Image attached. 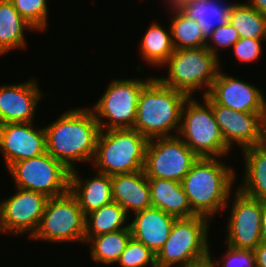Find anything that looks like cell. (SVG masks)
I'll return each instance as SVG.
<instances>
[{
	"instance_id": "24",
	"label": "cell",
	"mask_w": 266,
	"mask_h": 267,
	"mask_svg": "<svg viewBox=\"0 0 266 267\" xmlns=\"http://www.w3.org/2000/svg\"><path fill=\"white\" fill-rule=\"evenodd\" d=\"M242 154L245 173L237 188L248 197L266 200V153L255 145L243 149Z\"/></svg>"
},
{
	"instance_id": "15",
	"label": "cell",
	"mask_w": 266,
	"mask_h": 267,
	"mask_svg": "<svg viewBox=\"0 0 266 267\" xmlns=\"http://www.w3.org/2000/svg\"><path fill=\"white\" fill-rule=\"evenodd\" d=\"M202 97L211 106L222 137L230 149L235 143L241 150L257 145L259 124L265 113L232 110L217 104L208 94Z\"/></svg>"
},
{
	"instance_id": "12",
	"label": "cell",
	"mask_w": 266,
	"mask_h": 267,
	"mask_svg": "<svg viewBox=\"0 0 266 267\" xmlns=\"http://www.w3.org/2000/svg\"><path fill=\"white\" fill-rule=\"evenodd\" d=\"M16 192L0 201L1 226L4 234L31 238L37 231L49 197L41 192L16 187Z\"/></svg>"
},
{
	"instance_id": "8",
	"label": "cell",
	"mask_w": 266,
	"mask_h": 267,
	"mask_svg": "<svg viewBox=\"0 0 266 267\" xmlns=\"http://www.w3.org/2000/svg\"><path fill=\"white\" fill-rule=\"evenodd\" d=\"M115 79L108 84L104 94L90 109L100 130L133 128L136 120L137 102L142 88L151 80ZM108 119V122H104Z\"/></svg>"
},
{
	"instance_id": "26",
	"label": "cell",
	"mask_w": 266,
	"mask_h": 267,
	"mask_svg": "<svg viewBox=\"0 0 266 267\" xmlns=\"http://www.w3.org/2000/svg\"><path fill=\"white\" fill-rule=\"evenodd\" d=\"M139 50L143 60L152 67L163 66L174 52L170 29L166 31L161 24L153 22L143 36Z\"/></svg>"
},
{
	"instance_id": "3",
	"label": "cell",
	"mask_w": 266,
	"mask_h": 267,
	"mask_svg": "<svg viewBox=\"0 0 266 267\" xmlns=\"http://www.w3.org/2000/svg\"><path fill=\"white\" fill-rule=\"evenodd\" d=\"M188 98L183 92L167 87L153 77L139 94L136 120L132 129L148 140L177 135L182 109Z\"/></svg>"
},
{
	"instance_id": "40",
	"label": "cell",
	"mask_w": 266,
	"mask_h": 267,
	"mask_svg": "<svg viewBox=\"0 0 266 267\" xmlns=\"http://www.w3.org/2000/svg\"><path fill=\"white\" fill-rule=\"evenodd\" d=\"M191 1H194V0H166V3H168L169 6L171 5V8L180 9L183 5Z\"/></svg>"
},
{
	"instance_id": "42",
	"label": "cell",
	"mask_w": 266,
	"mask_h": 267,
	"mask_svg": "<svg viewBox=\"0 0 266 267\" xmlns=\"http://www.w3.org/2000/svg\"><path fill=\"white\" fill-rule=\"evenodd\" d=\"M174 267H189V265H187V266H174Z\"/></svg>"
},
{
	"instance_id": "38",
	"label": "cell",
	"mask_w": 266,
	"mask_h": 267,
	"mask_svg": "<svg viewBox=\"0 0 266 267\" xmlns=\"http://www.w3.org/2000/svg\"><path fill=\"white\" fill-rule=\"evenodd\" d=\"M248 4L256 11L266 16V0H249Z\"/></svg>"
},
{
	"instance_id": "9",
	"label": "cell",
	"mask_w": 266,
	"mask_h": 267,
	"mask_svg": "<svg viewBox=\"0 0 266 267\" xmlns=\"http://www.w3.org/2000/svg\"><path fill=\"white\" fill-rule=\"evenodd\" d=\"M30 239L85 244V216L77 199L70 192L49 198L38 229Z\"/></svg>"
},
{
	"instance_id": "7",
	"label": "cell",
	"mask_w": 266,
	"mask_h": 267,
	"mask_svg": "<svg viewBox=\"0 0 266 267\" xmlns=\"http://www.w3.org/2000/svg\"><path fill=\"white\" fill-rule=\"evenodd\" d=\"M210 219L196 215L174 221L170 235L156 254L157 267L187 266L207 256Z\"/></svg>"
},
{
	"instance_id": "1",
	"label": "cell",
	"mask_w": 266,
	"mask_h": 267,
	"mask_svg": "<svg viewBox=\"0 0 266 267\" xmlns=\"http://www.w3.org/2000/svg\"><path fill=\"white\" fill-rule=\"evenodd\" d=\"M44 129L46 152L70 171L75 162L93 161L100 127L90 108H70Z\"/></svg>"
},
{
	"instance_id": "35",
	"label": "cell",
	"mask_w": 266,
	"mask_h": 267,
	"mask_svg": "<svg viewBox=\"0 0 266 267\" xmlns=\"http://www.w3.org/2000/svg\"><path fill=\"white\" fill-rule=\"evenodd\" d=\"M256 267H266V242L262 241L254 250Z\"/></svg>"
},
{
	"instance_id": "29",
	"label": "cell",
	"mask_w": 266,
	"mask_h": 267,
	"mask_svg": "<svg viewBox=\"0 0 266 267\" xmlns=\"http://www.w3.org/2000/svg\"><path fill=\"white\" fill-rule=\"evenodd\" d=\"M229 23L235 27L240 38L266 39V16L247 2L233 6Z\"/></svg>"
},
{
	"instance_id": "4",
	"label": "cell",
	"mask_w": 266,
	"mask_h": 267,
	"mask_svg": "<svg viewBox=\"0 0 266 267\" xmlns=\"http://www.w3.org/2000/svg\"><path fill=\"white\" fill-rule=\"evenodd\" d=\"M148 141L132 128L100 130L93 168L110 176L142 171Z\"/></svg>"
},
{
	"instance_id": "31",
	"label": "cell",
	"mask_w": 266,
	"mask_h": 267,
	"mask_svg": "<svg viewBox=\"0 0 266 267\" xmlns=\"http://www.w3.org/2000/svg\"><path fill=\"white\" fill-rule=\"evenodd\" d=\"M121 267H157L156 254L143 243L133 239L128 241L116 264Z\"/></svg>"
},
{
	"instance_id": "2",
	"label": "cell",
	"mask_w": 266,
	"mask_h": 267,
	"mask_svg": "<svg viewBox=\"0 0 266 267\" xmlns=\"http://www.w3.org/2000/svg\"><path fill=\"white\" fill-rule=\"evenodd\" d=\"M222 162L220 158L199 157L181 182L192 211L210 220L228 208L236 178L235 170Z\"/></svg>"
},
{
	"instance_id": "36",
	"label": "cell",
	"mask_w": 266,
	"mask_h": 267,
	"mask_svg": "<svg viewBox=\"0 0 266 267\" xmlns=\"http://www.w3.org/2000/svg\"><path fill=\"white\" fill-rule=\"evenodd\" d=\"M261 151L266 153V113L261 117L259 124V139L256 145Z\"/></svg>"
},
{
	"instance_id": "34",
	"label": "cell",
	"mask_w": 266,
	"mask_h": 267,
	"mask_svg": "<svg viewBox=\"0 0 266 267\" xmlns=\"http://www.w3.org/2000/svg\"><path fill=\"white\" fill-rule=\"evenodd\" d=\"M261 41H266V39L240 38L231 50L234 51L236 59L242 63L258 61L262 54Z\"/></svg>"
},
{
	"instance_id": "23",
	"label": "cell",
	"mask_w": 266,
	"mask_h": 267,
	"mask_svg": "<svg viewBox=\"0 0 266 267\" xmlns=\"http://www.w3.org/2000/svg\"><path fill=\"white\" fill-rule=\"evenodd\" d=\"M24 30L34 31L10 0H0V56L26 47Z\"/></svg>"
},
{
	"instance_id": "18",
	"label": "cell",
	"mask_w": 266,
	"mask_h": 267,
	"mask_svg": "<svg viewBox=\"0 0 266 267\" xmlns=\"http://www.w3.org/2000/svg\"><path fill=\"white\" fill-rule=\"evenodd\" d=\"M134 214V219L129 222L131 237L157 254L167 241L177 218L155 207Z\"/></svg>"
},
{
	"instance_id": "28",
	"label": "cell",
	"mask_w": 266,
	"mask_h": 267,
	"mask_svg": "<svg viewBox=\"0 0 266 267\" xmlns=\"http://www.w3.org/2000/svg\"><path fill=\"white\" fill-rule=\"evenodd\" d=\"M169 9L174 16L169 26L174 49L205 47L207 40L198 27L199 24L186 16L180 9Z\"/></svg>"
},
{
	"instance_id": "5",
	"label": "cell",
	"mask_w": 266,
	"mask_h": 267,
	"mask_svg": "<svg viewBox=\"0 0 266 267\" xmlns=\"http://www.w3.org/2000/svg\"><path fill=\"white\" fill-rule=\"evenodd\" d=\"M220 57L206 47L174 49L163 67L168 66L167 77H156L163 85L183 92L189 97L204 88L207 95L221 68ZM206 88V89H205Z\"/></svg>"
},
{
	"instance_id": "25",
	"label": "cell",
	"mask_w": 266,
	"mask_h": 267,
	"mask_svg": "<svg viewBox=\"0 0 266 267\" xmlns=\"http://www.w3.org/2000/svg\"><path fill=\"white\" fill-rule=\"evenodd\" d=\"M127 218V212L116 202H111L87 214L85 216V243L92 237L130 228L129 223L125 225Z\"/></svg>"
},
{
	"instance_id": "41",
	"label": "cell",
	"mask_w": 266,
	"mask_h": 267,
	"mask_svg": "<svg viewBox=\"0 0 266 267\" xmlns=\"http://www.w3.org/2000/svg\"><path fill=\"white\" fill-rule=\"evenodd\" d=\"M0 232L3 233V229H2V226H1V213H0Z\"/></svg>"
},
{
	"instance_id": "6",
	"label": "cell",
	"mask_w": 266,
	"mask_h": 267,
	"mask_svg": "<svg viewBox=\"0 0 266 267\" xmlns=\"http://www.w3.org/2000/svg\"><path fill=\"white\" fill-rule=\"evenodd\" d=\"M200 103L193 97L186 100L177 135L198 157L223 158L231 149L222 137L211 106L204 99Z\"/></svg>"
},
{
	"instance_id": "32",
	"label": "cell",
	"mask_w": 266,
	"mask_h": 267,
	"mask_svg": "<svg viewBox=\"0 0 266 267\" xmlns=\"http://www.w3.org/2000/svg\"><path fill=\"white\" fill-rule=\"evenodd\" d=\"M240 39L237 30L230 23L217 27L212 35L207 39L206 48L215 56H218L220 48H232V46ZM211 43H210V42ZM213 44V45H211ZM218 49V50H217ZM218 51V52H217Z\"/></svg>"
},
{
	"instance_id": "33",
	"label": "cell",
	"mask_w": 266,
	"mask_h": 267,
	"mask_svg": "<svg viewBox=\"0 0 266 267\" xmlns=\"http://www.w3.org/2000/svg\"><path fill=\"white\" fill-rule=\"evenodd\" d=\"M226 248L223 260H216L218 267H256L253 250L231 248L228 245Z\"/></svg>"
},
{
	"instance_id": "13",
	"label": "cell",
	"mask_w": 266,
	"mask_h": 267,
	"mask_svg": "<svg viewBox=\"0 0 266 267\" xmlns=\"http://www.w3.org/2000/svg\"><path fill=\"white\" fill-rule=\"evenodd\" d=\"M227 224L226 244L231 248L254 250L261 235L262 200L251 198L235 189Z\"/></svg>"
},
{
	"instance_id": "21",
	"label": "cell",
	"mask_w": 266,
	"mask_h": 267,
	"mask_svg": "<svg viewBox=\"0 0 266 267\" xmlns=\"http://www.w3.org/2000/svg\"><path fill=\"white\" fill-rule=\"evenodd\" d=\"M151 207L159 208L175 218L196 216L192 211L182 183L174 180L148 178Z\"/></svg>"
},
{
	"instance_id": "27",
	"label": "cell",
	"mask_w": 266,
	"mask_h": 267,
	"mask_svg": "<svg viewBox=\"0 0 266 267\" xmlns=\"http://www.w3.org/2000/svg\"><path fill=\"white\" fill-rule=\"evenodd\" d=\"M131 238L130 228L102 234L90 238L86 244H90L91 258L101 264H116Z\"/></svg>"
},
{
	"instance_id": "37",
	"label": "cell",
	"mask_w": 266,
	"mask_h": 267,
	"mask_svg": "<svg viewBox=\"0 0 266 267\" xmlns=\"http://www.w3.org/2000/svg\"><path fill=\"white\" fill-rule=\"evenodd\" d=\"M213 258L211 257V254L209 253L207 256L198 259L196 261H193L189 264V267H218L216 261L213 262Z\"/></svg>"
},
{
	"instance_id": "11",
	"label": "cell",
	"mask_w": 266,
	"mask_h": 267,
	"mask_svg": "<svg viewBox=\"0 0 266 267\" xmlns=\"http://www.w3.org/2000/svg\"><path fill=\"white\" fill-rule=\"evenodd\" d=\"M198 158L178 135L153 138L147 144L143 171L147 178L182 182Z\"/></svg>"
},
{
	"instance_id": "30",
	"label": "cell",
	"mask_w": 266,
	"mask_h": 267,
	"mask_svg": "<svg viewBox=\"0 0 266 267\" xmlns=\"http://www.w3.org/2000/svg\"><path fill=\"white\" fill-rule=\"evenodd\" d=\"M21 17L35 31H45L48 27L49 8L47 0H10Z\"/></svg>"
},
{
	"instance_id": "22",
	"label": "cell",
	"mask_w": 266,
	"mask_h": 267,
	"mask_svg": "<svg viewBox=\"0 0 266 267\" xmlns=\"http://www.w3.org/2000/svg\"><path fill=\"white\" fill-rule=\"evenodd\" d=\"M221 0H194L183 5L180 10L192 20L199 24V28L207 40L217 27L229 23V18L233 6L232 4H223Z\"/></svg>"
},
{
	"instance_id": "17",
	"label": "cell",
	"mask_w": 266,
	"mask_h": 267,
	"mask_svg": "<svg viewBox=\"0 0 266 267\" xmlns=\"http://www.w3.org/2000/svg\"><path fill=\"white\" fill-rule=\"evenodd\" d=\"M36 79L19 84L0 85V125L34 122L42 92Z\"/></svg>"
},
{
	"instance_id": "19",
	"label": "cell",
	"mask_w": 266,
	"mask_h": 267,
	"mask_svg": "<svg viewBox=\"0 0 266 267\" xmlns=\"http://www.w3.org/2000/svg\"><path fill=\"white\" fill-rule=\"evenodd\" d=\"M69 192L77 199L84 216L113 202L111 176L100 172L82 180L79 171L71 170Z\"/></svg>"
},
{
	"instance_id": "10",
	"label": "cell",
	"mask_w": 266,
	"mask_h": 267,
	"mask_svg": "<svg viewBox=\"0 0 266 267\" xmlns=\"http://www.w3.org/2000/svg\"><path fill=\"white\" fill-rule=\"evenodd\" d=\"M7 170L13 177L15 187L41 192L49 198L69 192L71 171L47 152L13 163Z\"/></svg>"
},
{
	"instance_id": "39",
	"label": "cell",
	"mask_w": 266,
	"mask_h": 267,
	"mask_svg": "<svg viewBox=\"0 0 266 267\" xmlns=\"http://www.w3.org/2000/svg\"><path fill=\"white\" fill-rule=\"evenodd\" d=\"M261 235H262V240L266 242V200H262Z\"/></svg>"
},
{
	"instance_id": "14",
	"label": "cell",
	"mask_w": 266,
	"mask_h": 267,
	"mask_svg": "<svg viewBox=\"0 0 266 267\" xmlns=\"http://www.w3.org/2000/svg\"><path fill=\"white\" fill-rule=\"evenodd\" d=\"M32 125L33 122L0 125V153L3 155L6 168L18 161L46 153L45 129H34Z\"/></svg>"
},
{
	"instance_id": "16",
	"label": "cell",
	"mask_w": 266,
	"mask_h": 267,
	"mask_svg": "<svg viewBox=\"0 0 266 267\" xmlns=\"http://www.w3.org/2000/svg\"><path fill=\"white\" fill-rule=\"evenodd\" d=\"M208 95L222 106L248 113H266V99L257 86L219 71Z\"/></svg>"
},
{
	"instance_id": "20",
	"label": "cell",
	"mask_w": 266,
	"mask_h": 267,
	"mask_svg": "<svg viewBox=\"0 0 266 267\" xmlns=\"http://www.w3.org/2000/svg\"><path fill=\"white\" fill-rule=\"evenodd\" d=\"M112 179L113 202L118 203L129 215L151 207L148 178L144 171L116 174Z\"/></svg>"
}]
</instances>
